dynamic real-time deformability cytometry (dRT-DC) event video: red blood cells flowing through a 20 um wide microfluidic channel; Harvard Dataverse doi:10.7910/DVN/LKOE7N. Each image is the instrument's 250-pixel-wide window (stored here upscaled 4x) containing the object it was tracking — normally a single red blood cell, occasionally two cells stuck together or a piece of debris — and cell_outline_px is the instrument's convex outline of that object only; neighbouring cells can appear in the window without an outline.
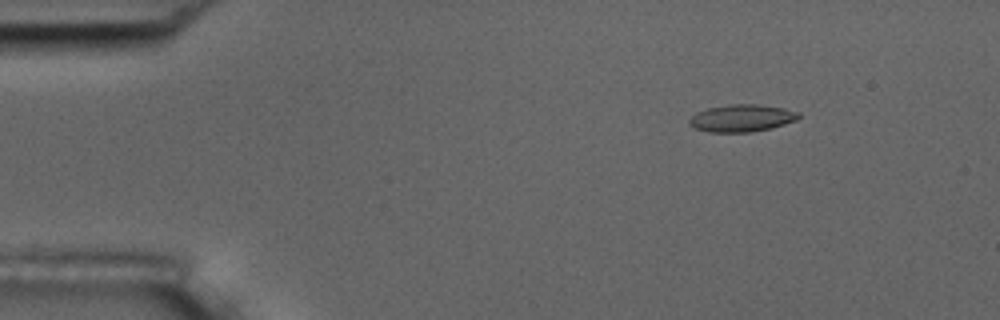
{"species": "common noctule bat (a hibernating species)", "species_latin": "Nyctalus noctula", "temperature_condition": "room temperature", "stored_images_in_passage": 8, "camera_frame_rate_fps": 3000, "um_per_image_px": 0.085, "animal": {"sex": "male", "body_mass_g": 17.5, "forearm_length_mm": 52.3}, "frame": {"image": 1, "passage_image": 3, "time_ms": 2.333, "image_size_px": [1000, 320], "cell_outline_px": [[800, 116], [796, 120], [772, 128], [752, 132], [708, 132], [696, 128], [688, 124], [688, 120], [696, 112], [708, 108], [732, 104], [756, 104], [784, 108], [800, 112]], "centroid_in_image_um": [63.05, 10.04], "position_along_channel_um": 21.9, "area_um2": 17.4}}
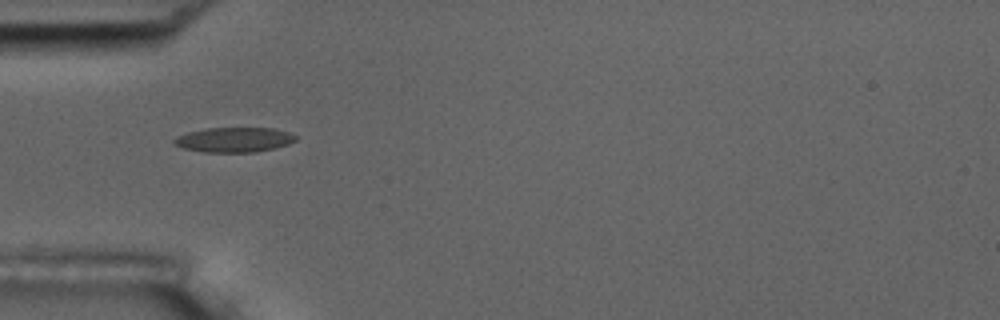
{"frame": {"image": 2, "passage_image": 6, "time_ms": 5.667, "image_size_px": [1000, 320], "cell_outline_px": [[296, 140], [288, 144], [276, 148], [256, 152], [204, 152], [184, 148], [172, 144], [172, 140], [176, 136], [188, 132], [208, 128], [272, 128], [288, 132], [296, 136]], "centroid_in_image_um": [19.88, 11.88], "position_along_channel_um": 65.1, "area_um2": 17.63}}